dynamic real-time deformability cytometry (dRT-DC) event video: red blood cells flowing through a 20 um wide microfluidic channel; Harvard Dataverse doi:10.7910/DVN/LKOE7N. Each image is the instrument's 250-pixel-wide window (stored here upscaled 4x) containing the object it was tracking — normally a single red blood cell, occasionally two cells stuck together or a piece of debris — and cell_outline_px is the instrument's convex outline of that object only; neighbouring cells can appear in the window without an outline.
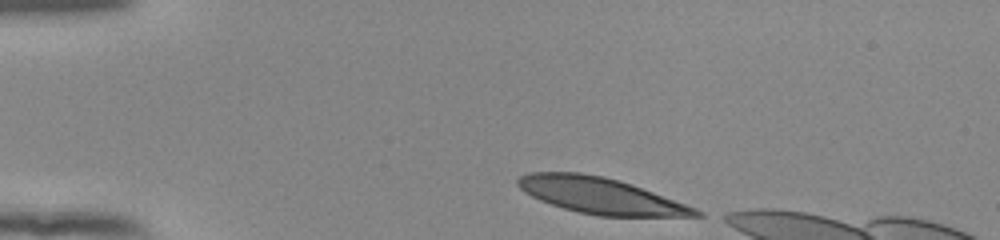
{"species": "human", "species_latin": "Homo sapiens", "temperature_condition": "room temperature", "stored_images_in_passage": 36, "camera_frame_rate_fps": 3000, "um_per_image_px": 0.085, "donor": {"sex": "female"}, "frame": {"image": 1, "passage_image": 1, "time_ms": 0.0, "image_size_px": [1000, 240], "cell_outline_px": [[704, 216], [600, 216], [580, 212], [564, 208], [540, 200], [524, 192], [516, 184], [516, 180], [520, 176], [528, 172], [580, 172], [604, 176], [632, 184], [696, 208], [704, 212]], "centroid_in_image_um": [51.03, 16.62], "position_along_channel_um": 34.0, "area_um2": 37.22}}
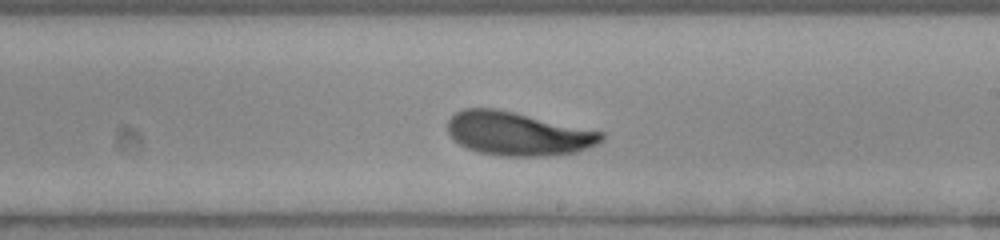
{"frame": {"image": 2, "passage_image": 22, "time_ms": 7.0, "image_size_px": [1000, 240], "cell_outline_px": [[604, 140], [588, 148], [576, 152], [544, 156], [504, 156], [480, 152], [468, 148], [460, 144], [448, 132], [448, 120], [456, 112], [464, 108], [496, 108], [604, 132]], "centroid_in_image_um": [44.04, 11.36], "position_along_channel_um": 245.0, "area_um2": 38.78}}
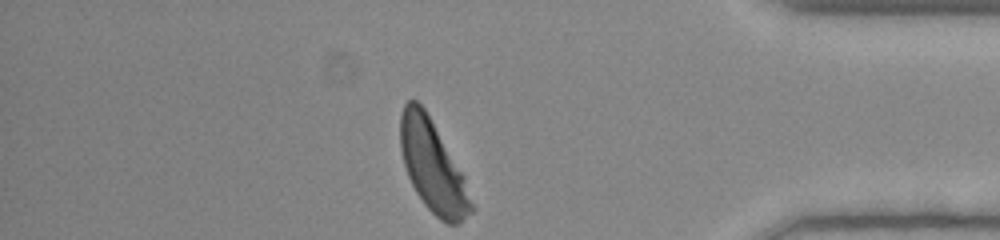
{"frame": {"image": 3, "passage_image": 36, "time_ms": 11.667, "image_size_px": [1000, 240], "cell_outline_px": [[476, 208], [472, 212], [456, 224], [448, 224], [440, 220], [424, 204], [416, 192], [408, 176], [404, 164], [400, 148], [400, 112], [404, 104], [408, 100], [416, 100], [424, 108], [464, 176]], "centroid_in_image_um": [36.78, 14.16], "position_along_channel_um": 398.4, "area_um2": 37.51}, "authors_computed_cell_mechanics": {"area_um2": 38.9572, "velocity_mm_per_s": 3.8698, "shape_relaxation_time_tau1_ms": 3.0286, "shape_relaxation_time_tau2_ms": 1.4047, "deformation_change_tau1": 0.1559, "deformation_change_tau2": 0.0766}}